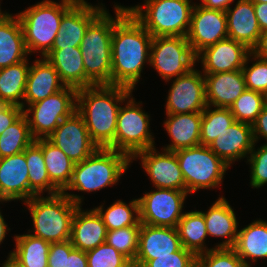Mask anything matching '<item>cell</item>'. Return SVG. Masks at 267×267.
I'll return each mask as SVG.
<instances>
[{
  "mask_svg": "<svg viewBox=\"0 0 267 267\" xmlns=\"http://www.w3.org/2000/svg\"><path fill=\"white\" fill-rule=\"evenodd\" d=\"M111 40V85L134 89L144 64L150 63L152 35L127 7L115 5Z\"/></svg>",
  "mask_w": 267,
  "mask_h": 267,
  "instance_id": "cell-1",
  "label": "cell"
},
{
  "mask_svg": "<svg viewBox=\"0 0 267 267\" xmlns=\"http://www.w3.org/2000/svg\"><path fill=\"white\" fill-rule=\"evenodd\" d=\"M133 90L119 85H92L77 89L76 111L82 116L91 140L107 148L115 140L120 103Z\"/></svg>",
  "mask_w": 267,
  "mask_h": 267,
  "instance_id": "cell-2",
  "label": "cell"
},
{
  "mask_svg": "<svg viewBox=\"0 0 267 267\" xmlns=\"http://www.w3.org/2000/svg\"><path fill=\"white\" fill-rule=\"evenodd\" d=\"M82 199L77 194L59 192L46 197L36 195L24 202L33 221L32 235L50 243L70 240L72 218Z\"/></svg>",
  "mask_w": 267,
  "mask_h": 267,
  "instance_id": "cell-3",
  "label": "cell"
},
{
  "mask_svg": "<svg viewBox=\"0 0 267 267\" xmlns=\"http://www.w3.org/2000/svg\"><path fill=\"white\" fill-rule=\"evenodd\" d=\"M114 17L104 9L87 27L79 46L85 68V87L111 85V40Z\"/></svg>",
  "mask_w": 267,
  "mask_h": 267,
  "instance_id": "cell-4",
  "label": "cell"
},
{
  "mask_svg": "<svg viewBox=\"0 0 267 267\" xmlns=\"http://www.w3.org/2000/svg\"><path fill=\"white\" fill-rule=\"evenodd\" d=\"M78 0H43L17 14L28 54L39 52L45 57L53 47L63 15Z\"/></svg>",
  "mask_w": 267,
  "mask_h": 267,
  "instance_id": "cell-5",
  "label": "cell"
},
{
  "mask_svg": "<svg viewBox=\"0 0 267 267\" xmlns=\"http://www.w3.org/2000/svg\"><path fill=\"white\" fill-rule=\"evenodd\" d=\"M130 163L131 158L123 152L98 148L85 160L75 164L71 181L63 192H93L115 185Z\"/></svg>",
  "mask_w": 267,
  "mask_h": 267,
  "instance_id": "cell-6",
  "label": "cell"
},
{
  "mask_svg": "<svg viewBox=\"0 0 267 267\" xmlns=\"http://www.w3.org/2000/svg\"><path fill=\"white\" fill-rule=\"evenodd\" d=\"M190 1L145 0L144 6L137 5L127 8L152 37H186L194 7Z\"/></svg>",
  "mask_w": 267,
  "mask_h": 267,
  "instance_id": "cell-7",
  "label": "cell"
},
{
  "mask_svg": "<svg viewBox=\"0 0 267 267\" xmlns=\"http://www.w3.org/2000/svg\"><path fill=\"white\" fill-rule=\"evenodd\" d=\"M189 194L219 187L229 166L208 146L197 145L175 151Z\"/></svg>",
  "mask_w": 267,
  "mask_h": 267,
  "instance_id": "cell-8",
  "label": "cell"
},
{
  "mask_svg": "<svg viewBox=\"0 0 267 267\" xmlns=\"http://www.w3.org/2000/svg\"><path fill=\"white\" fill-rule=\"evenodd\" d=\"M126 101L127 104L120 107L118 112L115 140L107 148L123 152L132 158L142 150L155 147V142L149 128L150 116L139 106L142 103H136L132 94Z\"/></svg>",
  "mask_w": 267,
  "mask_h": 267,
  "instance_id": "cell-9",
  "label": "cell"
},
{
  "mask_svg": "<svg viewBox=\"0 0 267 267\" xmlns=\"http://www.w3.org/2000/svg\"><path fill=\"white\" fill-rule=\"evenodd\" d=\"M76 97L77 89L65 86L49 97L27 105L23 114L27 118L33 138H48L62 120L76 111Z\"/></svg>",
  "mask_w": 267,
  "mask_h": 267,
  "instance_id": "cell-10",
  "label": "cell"
},
{
  "mask_svg": "<svg viewBox=\"0 0 267 267\" xmlns=\"http://www.w3.org/2000/svg\"><path fill=\"white\" fill-rule=\"evenodd\" d=\"M149 65L167 82L191 71L196 65V55L186 37H153Z\"/></svg>",
  "mask_w": 267,
  "mask_h": 267,
  "instance_id": "cell-11",
  "label": "cell"
},
{
  "mask_svg": "<svg viewBox=\"0 0 267 267\" xmlns=\"http://www.w3.org/2000/svg\"><path fill=\"white\" fill-rule=\"evenodd\" d=\"M189 193L185 190L157 188L139 200L140 222L146 225L177 227L184 215L183 205Z\"/></svg>",
  "mask_w": 267,
  "mask_h": 267,
  "instance_id": "cell-12",
  "label": "cell"
},
{
  "mask_svg": "<svg viewBox=\"0 0 267 267\" xmlns=\"http://www.w3.org/2000/svg\"><path fill=\"white\" fill-rule=\"evenodd\" d=\"M47 139L75 164L82 162L99 148L91 140L86 124L77 111L62 120Z\"/></svg>",
  "mask_w": 267,
  "mask_h": 267,
  "instance_id": "cell-13",
  "label": "cell"
},
{
  "mask_svg": "<svg viewBox=\"0 0 267 267\" xmlns=\"http://www.w3.org/2000/svg\"><path fill=\"white\" fill-rule=\"evenodd\" d=\"M194 68L187 74L173 79L167 102L166 114L202 113L207 107L204 74Z\"/></svg>",
  "mask_w": 267,
  "mask_h": 267,
  "instance_id": "cell-14",
  "label": "cell"
},
{
  "mask_svg": "<svg viewBox=\"0 0 267 267\" xmlns=\"http://www.w3.org/2000/svg\"><path fill=\"white\" fill-rule=\"evenodd\" d=\"M227 37L226 12L195 4L186 36L194 54Z\"/></svg>",
  "mask_w": 267,
  "mask_h": 267,
  "instance_id": "cell-15",
  "label": "cell"
},
{
  "mask_svg": "<svg viewBox=\"0 0 267 267\" xmlns=\"http://www.w3.org/2000/svg\"><path fill=\"white\" fill-rule=\"evenodd\" d=\"M155 147L136 153L131 160L141 159L143 170L147 173L155 188L185 190V180L180 169L176 153Z\"/></svg>",
  "mask_w": 267,
  "mask_h": 267,
  "instance_id": "cell-16",
  "label": "cell"
},
{
  "mask_svg": "<svg viewBox=\"0 0 267 267\" xmlns=\"http://www.w3.org/2000/svg\"><path fill=\"white\" fill-rule=\"evenodd\" d=\"M251 52L246 45L227 37L199 52L196 61L201 60L203 73L237 71Z\"/></svg>",
  "mask_w": 267,
  "mask_h": 267,
  "instance_id": "cell-17",
  "label": "cell"
},
{
  "mask_svg": "<svg viewBox=\"0 0 267 267\" xmlns=\"http://www.w3.org/2000/svg\"><path fill=\"white\" fill-rule=\"evenodd\" d=\"M101 5L93 6L85 0H78L63 15L51 49L79 47L88 25L105 9Z\"/></svg>",
  "mask_w": 267,
  "mask_h": 267,
  "instance_id": "cell-18",
  "label": "cell"
},
{
  "mask_svg": "<svg viewBox=\"0 0 267 267\" xmlns=\"http://www.w3.org/2000/svg\"><path fill=\"white\" fill-rule=\"evenodd\" d=\"M182 248L175 227L152 226L141 223L138 251L133 267H142L154 256L170 255Z\"/></svg>",
  "mask_w": 267,
  "mask_h": 267,
  "instance_id": "cell-19",
  "label": "cell"
},
{
  "mask_svg": "<svg viewBox=\"0 0 267 267\" xmlns=\"http://www.w3.org/2000/svg\"><path fill=\"white\" fill-rule=\"evenodd\" d=\"M36 194L30 189L25 151L0 158V202L23 200Z\"/></svg>",
  "mask_w": 267,
  "mask_h": 267,
  "instance_id": "cell-20",
  "label": "cell"
},
{
  "mask_svg": "<svg viewBox=\"0 0 267 267\" xmlns=\"http://www.w3.org/2000/svg\"><path fill=\"white\" fill-rule=\"evenodd\" d=\"M255 144L252 125L235 121L208 147L230 167L236 160L247 157Z\"/></svg>",
  "mask_w": 267,
  "mask_h": 267,
  "instance_id": "cell-21",
  "label": "cell"
},
{
  "mask_svg": "<svg viewBox=\"0 0 267 267\" xmlns=\"http://www.w3.org/2000/svg\"><path fill=\"white\" fill-rule=\"evenodd\" d=\"M206 90V103L211 107L230 108L246 90L241 69L230 72L203 73Z\"/></svg>",
  "mask_w": 267,
  "mask_h": 267,
  "instance_id": "cell-22",
  "label": "cell"
},
{
  "mask_svg": "<svg viewBox=\"0 0 267 267\" xmlns=\"http://www.w3.org/2000/svg\"><path fill=\"white\" fill-rule=\"evenodd\" d=\"M107 231L95 208L85 211L79 205L72 218L70 241L74 248L86 252L105 243Z\"/></svg>",
  "mask_w": 267,
  "mask_h": 267,
  "instance_id": "cell-23",
  "label": "cell"
},
{
  "mask_svg": "<svg viewBox=\"0 0 267 267\" xmlns=\"http://www.w3.org/2000/svg\"><path fill=\"white\" fill-rule=\"evenodd\" d=\"M228 37L252 50L258 43L261 29L250 0H238L235 7L225 11Z\"/></svg>",
  "mask_w": 267,
  "mask_h": 267,
  "instance_id": "cell-24",
  "label": "cell"
},
{
  "mask_svg": "<svg viewBox=\"0 0 267 267\" xmlns=\"http://www.w3.org/2000/svg\"><path fill=\"white\" fill-rule=\"evenodd\" d=\"M42 58L35 59L28 71L24 95V101L28 105L43 100L66 86L51 63Z\"/></svg>",
  "mask_w": 267,
  "mask_h": 267,
  "instance_id": "cell-25",
  "label": "cell"
},
{
  "mask_svg": "<svg viewBox=\"0 0 267 267\" xmlns=\"http://www.w3.org/2000/svg\"><path fill=\"white\" fill-rule=\"evenodd\" d=\"M204 215L208 236L226 238L215 248H233L238 234L236 215L225 197H219Z\"/></svg>",
  "mask_w": 267,
  "mask_h": 267,
  "instance_id": "cell-26",
  "label": "cell"
},
{
  "mask_svg": "<svg viewBox=\"0 0 267 267\" xmlns=\"http://www.w3.org/2000/svg\"><path fill=\"white\" fill-rule=\"evenodd\" d=\"M164 127L172 140L162 148L177 151L200 145L202 113L166 114Z\"/></svg>",
  "mask_w": 267,
  "mask_h": 267,
  "instance_id": "cell-27",
  "label": "cell"
},
{
  "mask_svg": "<svg viewBox=\"0 0 267 267\" xmlns=\"http://www.w3.org/2000/svg\"><path fill=\"white\" fill-rule=\"evenodd\" d=\"M27 55L18 16L8 14L0 21V69L26 60Z\"/></svg>",
  "mask_w": 267,
  "mask_h": 267,
  "instance_id": "cell-28",
  "label": "cell"
},
{
  "mask_svg": "<svg viewBox=\"0 0 267 267\" xmlns=\"http://www.w3.org/2000/svg\"><path fill=\"white\" fill-rule=\"evenodd\" d=\"M44 58L56 69L66 86L85 88V68L79 47L51 49Z\"/></svg>",
  "mask_w": 267,
  "mask_h": 267,
  "instance_id": "cell-29",
  "label": "cell"
},
{
  "mask_svg": "<svg viewBox=\"0 0 267 267\" xmlns=\"http://www.w3.org/2000/svg\"><path fill=\"white\" fill-rule=\"evenodd\" d=\"M233 249L248 267V260H267V221L259 219L238 230Z\"/></svg>",
  "mask_w": 267,
  "mask_h": 267,
  "instance_id": "cell-30",
  "label": "cell"
},
{
  "mask_svg": "<svg viewBox=\"0 0 267 267\" xmlns=\"http://www.w3.org/2000/svg\"><path fill=\"white\" fill-rule=\"evenodd\" d=\"M30 65L28 59L0 69V102L17 105L24 109L27 75Z\"/></svg>",
  "mask_w": 267,
  "mask_h": 267,
  "instance_id": "cell-31",
  "label": "cell"
},
{
  "mask_svg": "<svg viewBox=\"0 0 267 267\" xmlns=\"http://www.w3.org/2000/svg\"><path fill=\"white\" fill-rule=\"evenodd\" d=\"M35 142L42 148L51 183L63 192L71 181L75 163L47 138L36 139Z\"/></svg>",
  "mask_w": 267,
  "mask_h": 267,
  "instance_id": "cell-32",
  "label": "cell"
},
{
  "mask_svg": "<svg viewBox=\"0 0 267 267\" xmlns=\"http://www.w3.org/2000/svg\"><path fill=\"white\" fill-rule=\"evenodd\" d=\"M176 229L182 247L193 252L196 256L214 249H208L204 245L208 232L202 211L185 212L179 220Z\"/></svg>",
  "mask_w": 267,
  "mask_h": 267,
  "instance_id": "cell-33",
  "label": "cell"
},
{
  "mask_svg": "<svg viewBox=\"0 0 267 267\" xmlns=\"http://www.w3.org/2000/svg\"><path fill=\"white\" fill-rule=\"evenodd\" d=\"M14 251L9 253L21 267H48L50 242L32 234L14 236Z\"/></svg>",
  "mask_w": 267,
  "mask_h": 267,
  "instance_id": "cell-34",
  "label": "cell"
},
{
  "mask_svg": "<svg viewBox=\"0 0 267 267\" xmlns=\"http://www.w3.org/2000/svg\"><path fill=\"white\" fill-rule=\"evenodd\" d=\"M25 159L28 168L29 186L36 195H40L43 191L48 192V195L60 192L49 179L42 148L35 141L25 149Z\"/></svg>",
  "mask_w": 267,
  "mask_h": 267,
  "instance_id": "cell-35",
  "label": "cell"
},
{
  "mask_svg": "<svg viewBox=\"0 0 267 267\" xmlns=\"http://www.w3.org/2000/svg\"><path fill=\"white\" fill-rule=\"evenodd\" d=\"M95 209L102 217L108 231L128 226H141L138 199H133L129 205L123 200H117L106 210L103 205Z\"/></svg>",
  "mask_w": 267,
  "mask_h": 267,
  "instance_id": "cell-36",
  "label": "cell"
},
{
  "mask_svg": "<svg viewBox=\"0 0 267 267\" xmlns=\"http://www.w3.org/2000/svg\"><path fill=\"white\" fill-rule=\"evenodd\" d=\"M34 141L35 139L31 134L27 118L22 114L12 125L0 134V158L25 151Z\"/></svg>",
  "mask_w": 267,
  "mask_h": 267,
  "instance_id": "cell-37",
  "label": "cell"
},
{
  "mask_svg": "<svg viewBox=\"0 0 267 267\" xmlns=\"http://www.w3.org/2000/svg\"><path fill=\"white\" fill-rule=\"evenodd\" d=\"M235 122L229 108L211 109L208 106L202 112L200 144L209 146L224 130Z\"/></svg>",
  "mask_w": 267,
  "mask_h": 267,
  "instance_id": "cell-38",
  "label": "cell"
},
{
  "mask_svg": "<svg viewBox=\"0 0 267 267\" xmlns=\"http://www.w3.org/2000/svg\"><path fill=\"white\" fill-rule=\"evenodd\" d=\"M266 105V95L257 91L246 89L229 109L232 112L235 121L252 125Z\"/></svg>",
  "mask_w": 267,
  "mask_h": 267,
  "instance_id": "cell-39",
  "label": "cell"
},
{
  "mask_svg": "<svg viewBox=\"0 0 267 267\" xmlns=\"http://www.w3.org/2000/svg\"><path fill=\"white\" fill-rule=\"evenodd\" d=\"M140 228L141 226H128L107 231L105 242L134 263L138 251Z\"/></svg>",
  "mask_w": 267,
  "mask_h": 267,
  "instance_id": "cell-40",
  "label": "cell"
},
{
  "mask_svg": "<svg viewBox=\"0 0 267 267\" xmlns=\"http://www.w3.org/2000/svg\"><path fill=\"white\" fill-rule=\"evenodd\" d=\"M88 267H133V263L106 242L86 251Z\"/></svg>",
  "mask_w": 267,
  "mask_h": 267,
  "instance_id": "cell-41",
  "label": "cell"
},
{
  "mask_svg": "<svg viewBox=\"0 0 267 267\" xmlns=\"http://www.w3.org/2000/svg\"><path fill=\"white\" fill-rule=\"evenodd\" d=\"M251 58L256 62L248 67V61ZM241 70L244 75L246 89L257 91L267 96V59L260 58L251 52Z\"/></svg>",
  "mask_w": 267,
  "mask_h": 267,
  "instance_id": "cell-42",
  "label": "cell"
},
{
  "mask_svg": "<svg viewBox=\"0 0 267 267\" xmlns=\"http://www.w3.org/2000/svg\"><path fill=\"white\" fill-rule=\"evenodd\" d=\"M197 267H248L233 248H214L197 256Z\"/></svg>",
  "mask_w": 267,
  "mask_h": 267,
  "instance_id": "cell-43",
  "label": "cell"
},
{
  "mask_svg": "<svg viewBox=\"0 0 267 267\" xmlns=\"http://www.w3.org/2000/svg\"><path fill=\"white\" fill-rule=\"evenodd\" d=\"M247 157V162L250 166V185L253 188H260L267 184V145L263 144L255 149V145L252 151Z\"/></svg>",
  "mask_w": 267,
  "mask_h": 267,
  "instance_id": "cell-44",
  "label": "cell"
},
{
  "mask_svg": "<svg viewBox=\"0 0 267 267\" xmlns=\"http://www.w3.org/2000/svg\"><path fill=\"white\" fill-rule=\"evenodd\" d=\"M142 267H197V256L182 247L170 255L154 256V259L148 260Z\"/></svg>",
  "mask_w": 267,
  "mask_h": 267,
  "instance_id": "cell-45",
  "label": "cell"
},
{
  "mask_svg": "<svg viewBox=\"0 0 267 267\" xmlns=\"http://www.w3.org/2000/svg\"><path fill=\"white\" fill-rule=\"evenodd\" d=\"M74 248L71 241L50 244L48 254V267H67V257Z\"/></svg>",
  "mask_w": 267,
  "mask_h": 267,
  "instance_id": "cell-46",
  "label": "cell"
},
{
  "mask_svg": "<svg viewBox=\"0 0 267 267\" xmlns=\"http://www.w3.org/2000/svg\"><path fill=\"white\" fill-rule=\"evenodd\" d=\"M23 114V108L17 105H5L0 102V134Z\"/></svg>",
  "mask_w": 267,
  "mask_h": 267,
  "instance_id": "cell-47",
  "label": "cell"
},
{
  "mask_svg": "<svg viewBox=\"0 0 267 267\" xmlns=\"http://www.w3.org/2000/svg\"><path fill=\"white\" fill-rule=\"evenodd\" d=\"M255 143L258 142L260 137L265 138L267 142V105L258 115L256 121L252 124ZM267 145V143H266Z\"/></svg>",
  "mask_w": 267,
  "mask_h": 267,
  "instance_id": "cell-48",
  "label": "cell"
},
{
  "mask_svg": "<svg viewBox=\"0 0 267 267\" xmlns=\"http://www.w3.org/2000/svg\"><path fill=\"white\" fill-rule=\"evenodd\" d=\"M67 267H88L86 252L73 248L67 257Z\"/></svg>",
  "mask_w": 267,
  "mask_h": 267,
  "instance_id": "cell-49",
  "label": "cell"
},
{
  "mask_svg": "<svg viewBox=\"0 0 267 267\" xmlns=\"http://www.w3.org/2000/svg\"><path fill=\"white\" fill-rule=\"evenodd\" d=\"M261 32L267 30V3H253Z\"/></svg>",
  "mask_w": 267,
  "mask_h": 267,
  "instance_id": "cell-50",
  "label": "cell"
},
{
  "mask_svg": "<svg viewBox=\"0 0 267 267\" xmlns=\"http://www.w3.org/2000/svg\"><path fill=\"white\" fill-rule=\"evenodd\" d=\"M252 53L260 58L267 59V30L261 32L257 45Z\"/></svg>",
  "mask_w": 267,
  "mask_h": 267,
  "instance_id": "cell-51",
  "label": "cell"
},
{
  "mask_svg": "<svg viewBox=\"0 0 267 267\" xmlns=\"http://www.w3.org/2000/svg\"><path fill=\"white\" fill-rule=\"evenodd\" d=\"M234 0H201L202 6L209 9L226 11Z\"/></svg>",
  "mask_w": 267,
  "mask_h": 267,
  "instance_id": "cell-52",
  "label": "cell"
},
{
  "mask_svg": "<svg viewBox=\"0 0 267 267\" xmlns=\"http://www.w3.org/2000/svg\"><path fill=\"white\" fill-rule=\"evenodd\" d=\"M7 223L4 221V217L0 212V244L5 239L6 233L10 228H7Z\"/></svg>",
  "mask_w": 267,
  "mask_h": 267,
  "instance_id": "cell-53",
  "label": "cell"
},
{
  "mask_svg": "<svg viewBox=\"0 0 267 267\" xmlns=\"http://www.w3.org/2000/svg\"><path fill=\"white\" fill-rule=\"evenodd\" d=\"M1 267H21L12 257H7V260Z\"/></svg>",
  "mask_w": 267,
  "mask_h": 267,
  "instance_id": "cell-54",
  "label": "cell"
},
{
  "mask_svg": "<svg viewBox=\"0 0 267 267\" xmlns=\"http://www.w3.org/2000/svg\"><path fill=\"white\" fill-rule=\"evenodd\" d=\"M8 14H9V13H7V12L2 13L1 8H0V21H1L3 18H5Z\"/></svg>",
  "mask_w": 267,
  "mask_h": 267,
  "instance_id": "cell-55",
  "label": "cell"
},
{
  "mask_svg": "<svg viewBox=\"0 0 267 267\" xmlns=\"http://www.w3.org/2000/svg\"><path fill=\"white\" fill-rule=\"evenodd\" d=\"M253 3H267V0H250Z\"/></svg>",
  "mask_w": 267,
  "mask_h": 267,
  "instance_id": "cell-56",
  "label": "cell"
}]
</instances>
